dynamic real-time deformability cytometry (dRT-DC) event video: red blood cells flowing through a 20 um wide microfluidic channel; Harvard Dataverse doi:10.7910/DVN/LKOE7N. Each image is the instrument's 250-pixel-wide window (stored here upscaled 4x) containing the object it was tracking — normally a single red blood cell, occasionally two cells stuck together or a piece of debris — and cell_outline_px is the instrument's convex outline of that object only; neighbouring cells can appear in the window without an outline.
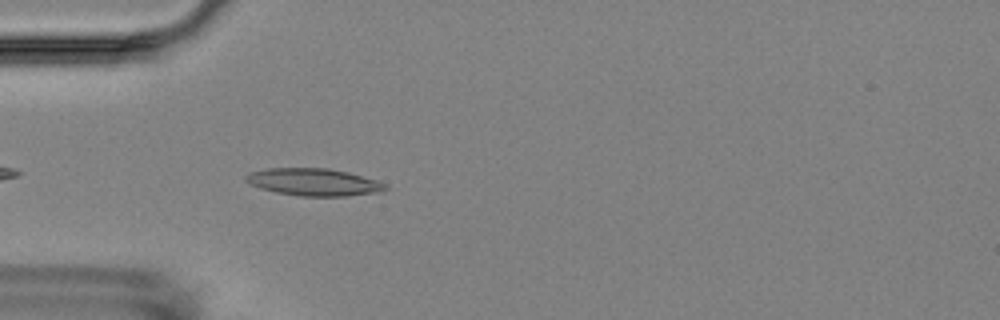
{"species": "Egyptian fruit bat (a non-hibernating species)", "species_latin": "Rousettus aegyptiacus", "temperature_condition": "room temperature", "stored_images_in_passage": 5, "camera_frame_rate_fps": 3000, "um_per_image_px": 0.085, "animal": {"sex": "female"}, "frame": {"image": 1, "passage_image": 5, "time_ms": 4.667, "image_size_px": [1000, 320], "cell_outline_px": [[388, 188], [380, 192], [348, 196], [300, 196], [276, 192], [260, 188], [248, 184], [244, 180], [244, 176], [252, 172], [268, 168], [328, 168], [348, 172], [376, 180], [384, 184]], "centroid_in_image_um": [26.64, 15.48], "position_along_channel_um": 58.4, "area_um2": 22.2}}